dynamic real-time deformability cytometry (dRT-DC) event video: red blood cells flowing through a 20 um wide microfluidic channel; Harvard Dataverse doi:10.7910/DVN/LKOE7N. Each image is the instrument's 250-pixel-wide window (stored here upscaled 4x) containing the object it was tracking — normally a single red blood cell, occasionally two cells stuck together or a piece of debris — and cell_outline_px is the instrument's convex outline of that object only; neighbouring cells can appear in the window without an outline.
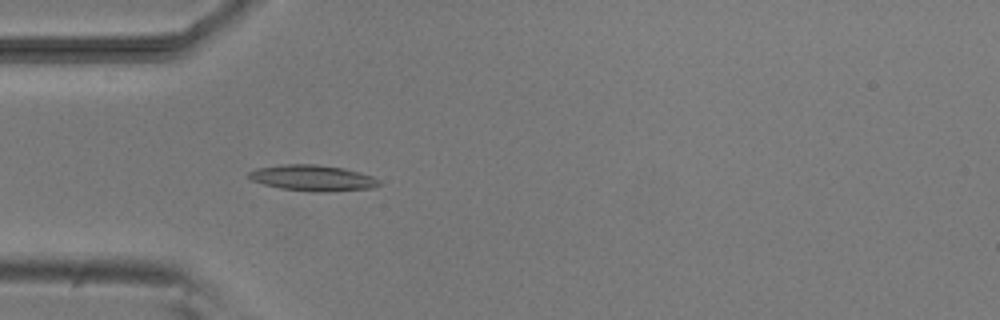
{"species": "common noctule bat (a hibernating species)", "species_latin": "Nyctalus noctula", "temperature_condition": "room temperature", "stored_images_in_passage": 3, "camera_frame_rate_fps": 3000, "um_per_image_px": 0.085, "animal": {"sex": "male", "body_mass_g": 20.5, "forearm_length_mm": 52.5}, "frame": {"image": 1, "passage_image": 3, "time_ms": 2.333, "image_size_px": [1000, 320], "cell_outline_px": [[380, 184], [372, 188], [320, 192], [312, 192], [280, 188], [264, 184], [252, 180], [248, 176], [248, 172], [256, 168], [280, 164], [316, 164], [344, 168], [372, 176], [380, 180]], "centroid_in_image_um": [26.55, 15.12], "position_along_channel_um": 58.4, "area_um2": 19.65}}